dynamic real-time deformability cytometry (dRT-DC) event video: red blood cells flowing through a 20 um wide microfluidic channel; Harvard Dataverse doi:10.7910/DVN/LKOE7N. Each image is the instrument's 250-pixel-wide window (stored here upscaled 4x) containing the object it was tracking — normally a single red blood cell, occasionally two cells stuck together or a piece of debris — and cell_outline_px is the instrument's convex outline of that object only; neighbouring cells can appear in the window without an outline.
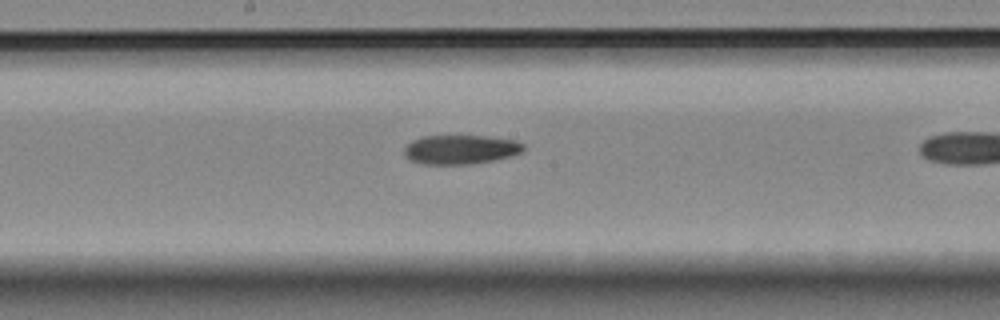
{"species": "Egyptian fruit bat (a non-hibernating species)", "species_latin": "Rousettus aegyptiacus", "temperature_condition": "room temperature", "stored_images_in_passage": 15, "camera_frame_rate_fps": 3000, "um_per_image_px": 0.085, "animal": {"sex": "female"}, "frame": {"image": 1, "passage_image": 6, "time_ms": 1.667, "image_size_px": [1000, 320], "cell_outline_px": [[524, 152], [512, 156], [496, 160], [472, 164], [420, 164], [408, 160], [404, 156], [404, 148], [412, 140], [420, 136], [488, 136], [516, 140], [524, 144]], "centroid_in_image_um": [39.15, 12.71], "position_along_channel_um": 209.0, "area_um2": 20.69}}
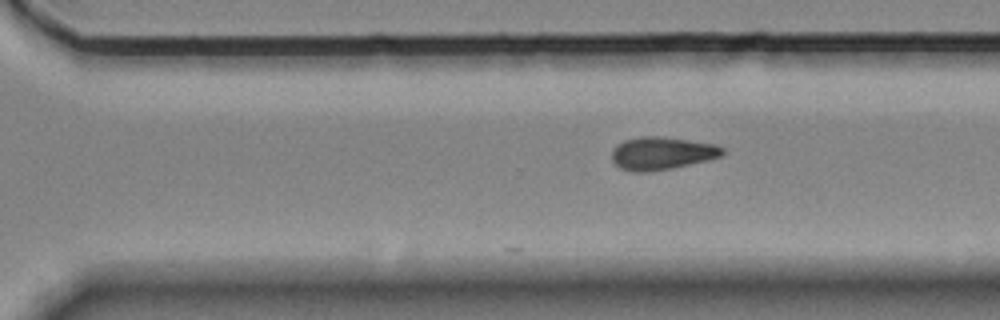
{"frame": {"image": 2, "passage_image": 15, "time_ms": 4.667, "image_size_px": [1000, 320], "cell_outline_px": [[724, 152], [720, 156], [708, 160], [672, 168], [648, 172], [632, 172], [620, 168], [612, 160], [612, 148], [616, 144], [624, 140], [640, 136], [660, 136], [716, 144], [724, 148]], "centroid_in_image_um": [56.22, 13.02], "position_along_channel_um": 314.4, "area_um2": 21.27}}